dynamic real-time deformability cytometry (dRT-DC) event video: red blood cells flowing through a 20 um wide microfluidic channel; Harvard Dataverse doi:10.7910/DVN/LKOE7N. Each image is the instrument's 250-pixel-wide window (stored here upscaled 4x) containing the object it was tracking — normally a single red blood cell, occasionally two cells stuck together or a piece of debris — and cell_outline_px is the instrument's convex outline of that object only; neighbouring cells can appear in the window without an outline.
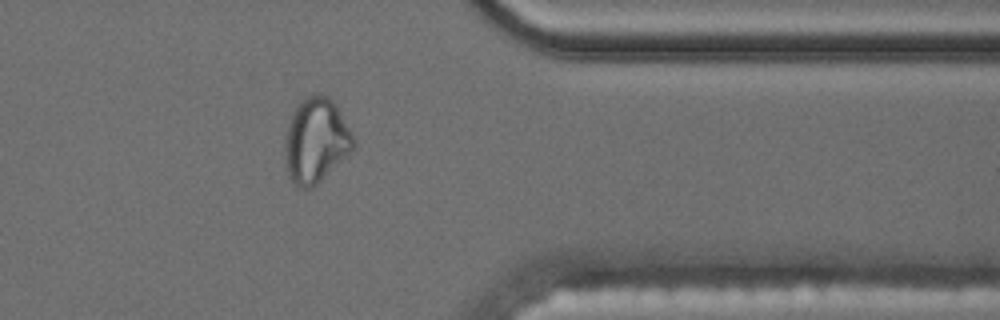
{"species": "common noctule bat (a hibernating species)", "species_latin": "Nyctalus noctula", "temperature_condition": "cold", "stored_images_in_passage": 56, "camera_frame_rate_fps": 3000, "um_per_image_px": 0.085, "animal": {"sex": "male", "body_mass_g": 17.5, "forearm_length_mm": 52.3}, "frame": {"image": 1, "passage_image": 47, "time_ms": 15.333, "image_size_px": [1000, 320], "cell_outline_px": [[356, 148], [352, 152], [316, 184], [308, 188], [300, 188], [288, 176], [284, 164], [284, 144], [288, 124], [292, 112], [300, 100], [304, 96], [316, 92], [320, 92], [328, 96], [336, 104], [356, 140]], "centroid_in_image_um": [26.85, 11.9], "position_along_channel_um": 384.5, "area_um2": 34.45}, "authors_computed_cell_mechanics": {"area_um2": 21.386, "velocity_mm_per_s": 3.5201, "shape_relaxation_time_tau1_ms": null, "shape_relaxation_time_tau2_ms": 2.3634, "deformation_change_tau1": null, "deformation_change_tau2": 0.0886}}